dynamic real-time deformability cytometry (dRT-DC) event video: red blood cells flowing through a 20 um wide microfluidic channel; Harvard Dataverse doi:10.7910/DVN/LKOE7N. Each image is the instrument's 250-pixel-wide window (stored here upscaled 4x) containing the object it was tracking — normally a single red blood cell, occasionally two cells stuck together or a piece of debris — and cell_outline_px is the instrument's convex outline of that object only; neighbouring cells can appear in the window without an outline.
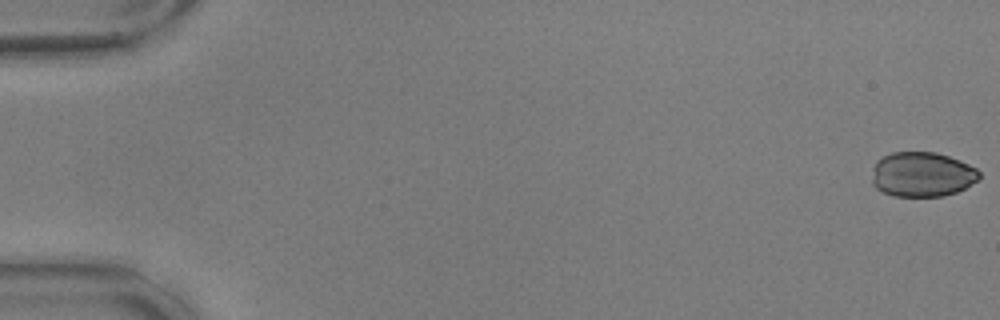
{"species": "common noctule bat (a hibernating species)", "species_latin": "Nyctalus noctula", "temperature_condition": "warm", "stored_images_in_passage": 57, "camera_frame_rate_fps": 3000, "um_per_image_px": 0.085, "animal": {"sex": "male", "body_mass_g": 17.9, "forearm_length_mm": 54.2}, "frame": {"image": 1, "passage_image": 1, "time_ms": 0.0, "image_size_px": [1000, 320], "cell_outline_px": [[980, 176], [976, 180], [964, 188], [956, 192], [944, 196], [892, 196], [876, 188], [872, 184], [872, 168], [876, 160], [892, 152], [936, 152], [948, 156], [968, 164], [976, 168], [980, 172]], "centroid_in_image_um": [78.34, 14.82], "position_along_channel_um": 6.7, "area_um2": 28.03}}
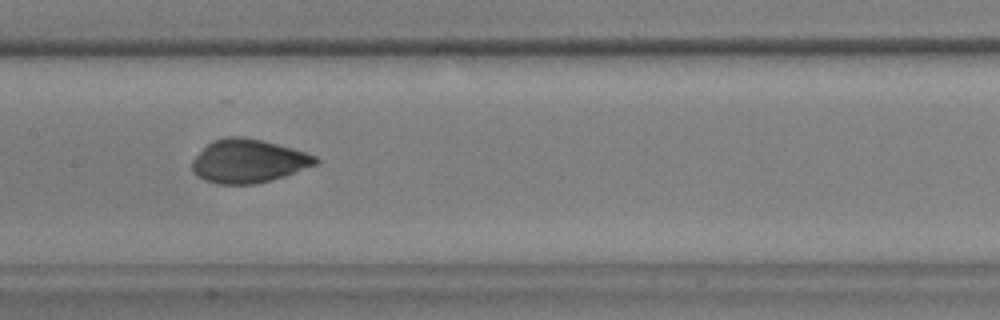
{"frame": {"image": 2, "passage_image": 29, "time_ms": 9.333, "image_size_px": [1000, 320], "cell_outline_px": [[320, 160], [316, 164], [284, 176], [256, 184], [216, 184], [204, 180], [196, 176], [192, 172], [192, 160], [212, 140], [228, 136], [240, 136], [264, 140], [292, 148], [316, 156]], "centroid_in_image_um": [21.08, 13.69], "position_along_channel_um": 186.3, "area_um2": 31.27}}
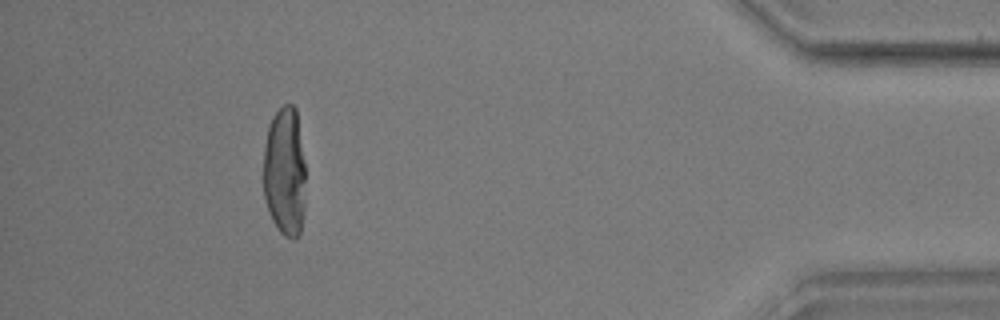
{"frame": {"image": 3, "passage_image": 52, "time_ms": 17.0, "image_size_px": [1000, 320], "cell_outline_px": [[304, 208], [300, 236], [292, 240], [284, 236], [280, 232], [272, 220], [264, 196], [264, 148], [268, 124], [272, 116], [284, 104], [292, 104], [296, 108], [304, 160]], "centroid_in_image_um": [24.2, 14.61], "position_along_channel_um": 411.0, "area_um2": 32.02}}